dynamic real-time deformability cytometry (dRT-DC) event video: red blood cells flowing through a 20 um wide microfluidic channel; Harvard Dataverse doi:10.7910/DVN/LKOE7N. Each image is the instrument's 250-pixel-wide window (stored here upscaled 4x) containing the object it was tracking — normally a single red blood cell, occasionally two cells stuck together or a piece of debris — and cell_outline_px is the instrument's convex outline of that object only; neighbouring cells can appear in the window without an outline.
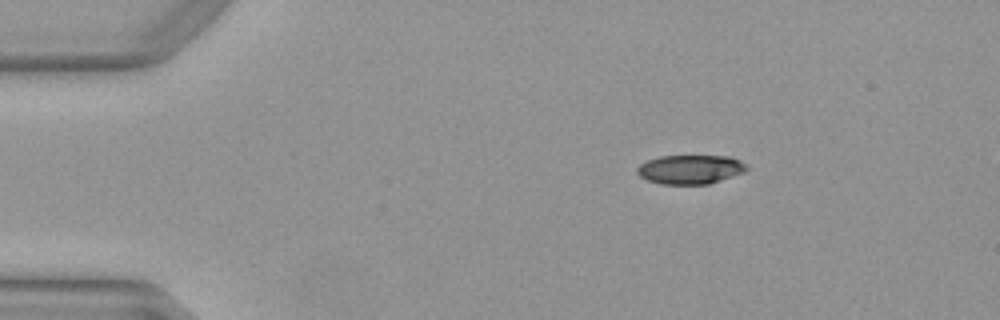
{"species": "Egyptian fruit bat (a non-hibernating species)", "species_latin": "Rousettus aegyptiacus", "temperature_condition": "warm", "stored_images_in_passage": 44, "camera_frame_rate_fps": 3000, "um_per_image_px": 0.085, "animal": {"sex": "female"}, "frame": {"image": 1, "passage_image": 1, "time_ms": 0.0, "image_size_px": [1000, 320], "cell_outline_px": [[748, 168], [744, 172], [708, 184], [660, 184], [648, 180], [640, 176], [636, 172], [636, 168], [640, 164], [648, 160], [660, 156], [728, 156], [740, 160]], "centroid_in_image_um": [58.65, 14.4], "position_along_channel_um": 26.4, "area_um2": 18.44}}
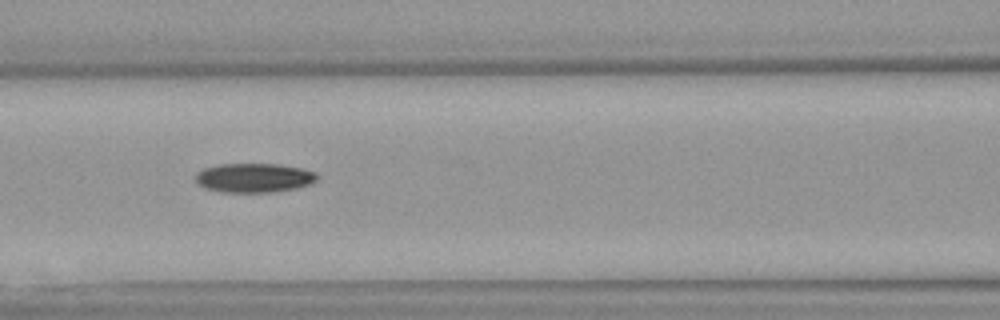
{"frame": {"image": 2, "passage_image": 15, "time_ms": 4.667, "image_size_px": [1000, 320], "cell_outline_px": [[316, 180], [312, 184], [296, 188], [272, 192], [220, 192], [204, 188], [196, 180], [196, 172], [204, 168], [216, 164], [276, 164], [300, 168], [316, 172]], "centroid_in_image_um": [21.57, 15.11], "position_along_channel_um": 145.0, "area_um2": 20.69}}
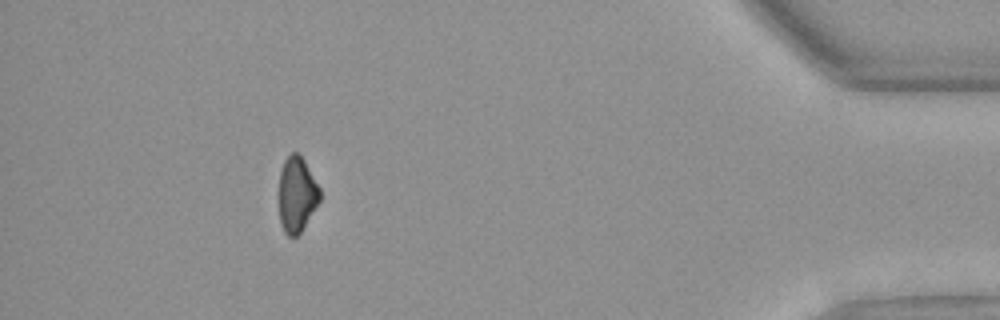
{"frame": {"image": 3, "passage_image": 39, "time_ms": 12.667, "image_size_px": [1000, 320], "cell_outline_px": [[320, 200], [300, 232], [296, 236], [288, 236], [284, 232], [280, 224], [280, 172], [284, 160], [292, 152], [296, 152], [304, 160], [320, 188]], "centroid_in_image_um": [25.23, 16.53], "position_along_channel_um": 410.0, "area_um2": 17.63}, "authors_computed_cell_mechanics": {"area_um2": 20.2878, "velocity_mm_per_s": 4.0278, "shape_relaxation_time_tau1_ms": 7.2342, "shape_relaxation_time_tau2_ms": null, "deformation_change_tau1": 0.1537, "deformation_change_tau2": null}}